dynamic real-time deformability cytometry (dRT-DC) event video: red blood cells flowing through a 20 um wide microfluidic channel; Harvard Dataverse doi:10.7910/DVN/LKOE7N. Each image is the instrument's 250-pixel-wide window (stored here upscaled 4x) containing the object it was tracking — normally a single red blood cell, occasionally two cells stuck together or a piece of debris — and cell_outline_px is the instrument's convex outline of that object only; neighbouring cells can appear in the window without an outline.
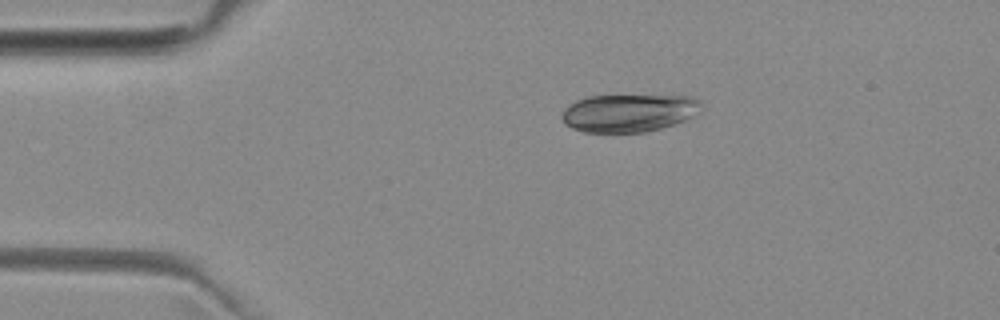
{"species": "common noctule bat (a hibernating species)", "species_latin": "Nyctalus noctula", "temperature_condition": "room temperature", "stored_images_in_passage": 2, "camera_frame_rate_fps": 3000, "um_per_image_px": 0.085, "animal": {"sex": "female", "body_mass_g": 29.2, "forearm_length_mm": 56.3}, "frame": {"image": 1, "passage_image": 1, "time_ms": 0.0, "image_size_px": [1000, 320], "cell_outline_px": [[704, 108], [700, 112], [684, 120], [660, 128], [644, 132], [584, 132], [572, 128], [564, 124], [560, 116], [564, 108], [576, 100], [588, 96], [692, 96], [700, 100], [704, 104]], "centroid_in_image_um": [53.45, 9.59], "position_along_channel_um": 31.6, "area_um2": 30.87}}